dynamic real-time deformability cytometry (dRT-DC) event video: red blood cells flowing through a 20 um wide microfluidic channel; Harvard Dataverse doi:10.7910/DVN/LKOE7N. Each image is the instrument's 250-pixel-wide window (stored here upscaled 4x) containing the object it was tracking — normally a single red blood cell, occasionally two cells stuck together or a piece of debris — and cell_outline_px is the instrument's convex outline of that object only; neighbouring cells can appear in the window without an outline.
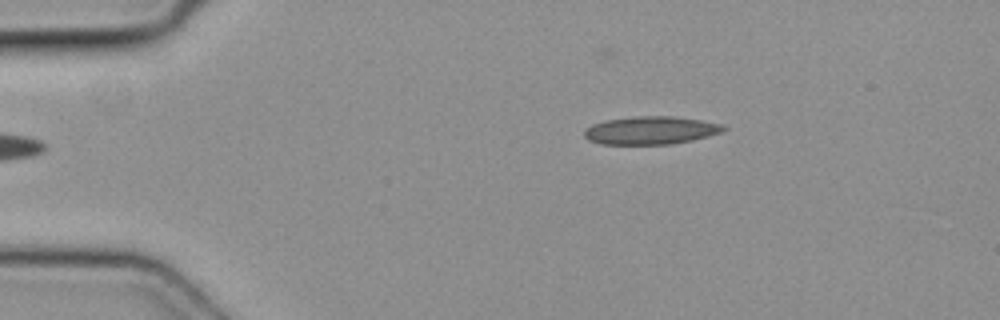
{"species": "common noctule bat (a hibernating species)", "species_latin": "Nyctalus noctula", "temperature_condition": "cold", "stored_images_in_passage": 2, "camera_frame_rate_fps": 3000, "um_per_image_px": 0.085, "animal": {"sex": "female", "body_mass_g": 19.3, "forearm_length_mm": 54.1}, "frame": {"image": 1, "passage_image": 2, "time_ms": 0.333, "image_size_px": [1000, 320], "cell_outline_px": [[728, 128], [724, 132], [692, 140], [668, 144], [600, 144], [588, 140], [584, 136], [584, 132], [592, 124], [604, 120], [636, 116], [672, 116], [700, 120], [724, 124]], "centroid_in_image_um": [55.34, 11.08], "position_along_channel_um": 29.7, "area_um2": 22.77}}